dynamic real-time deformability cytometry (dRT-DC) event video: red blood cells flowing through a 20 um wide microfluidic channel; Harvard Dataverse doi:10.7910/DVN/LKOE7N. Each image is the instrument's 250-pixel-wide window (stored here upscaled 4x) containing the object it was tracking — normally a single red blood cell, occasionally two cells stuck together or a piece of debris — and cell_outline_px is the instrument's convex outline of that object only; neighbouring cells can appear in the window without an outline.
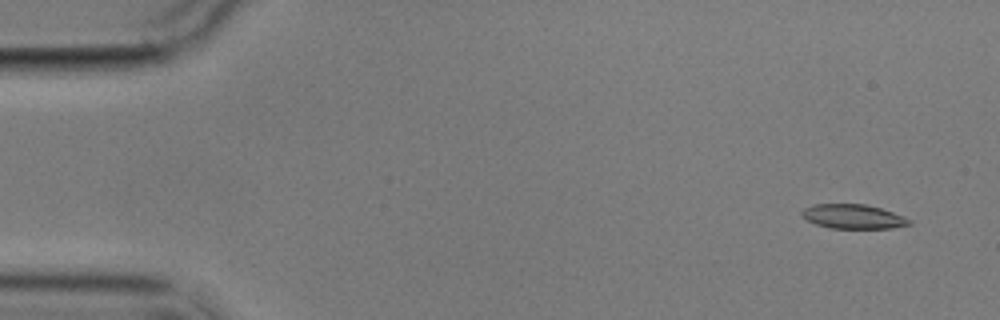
{"species": "common noctule bat (a hibernating species)", "species_latin": "Nyctalus noctula", "temperature_condition": "cold", "stored_images_in_passage": 8, "camera_frame_rate_fps": 3000, "um_per_image_px": 0.085, "animal": {"sex": "male", "body_mass_g": 17.9}, "frame": {"image": 1, "passage_image": 2, "time_ms": 1.0, "image_size_px": [1000, 320], "cell_outline_px": [[912, 224], [892, 228], [832, 228], [816, 224], [808, 220], [800, 212], [804, 208], [812, 204], [864, 204], [880, 208], [904, 216], [912, 220]], "centroid_in_image_um": [72.54, 18.4], "position_along_channel_um": 12.5, "area_um2": 15.14}}
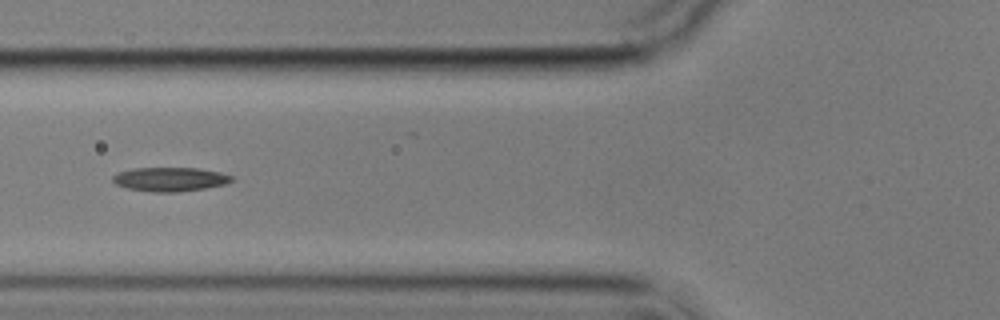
{"frame": {"image": 2, "passage_image": 7, "time_ms": 7.0, "image_size_px": [1000, 320], "cell_outline_px": [[232, 180], [224, 184], [204, 188], [176, 192], [152, 192], [128, 188], [116, 184], [112, 180], [112, 176], [120, 172], [132, 168], [196, 168], [220, 172], [232, 176]], "centroid_in_image_um": [14.42, 15.23], "position_along_channel_um": 111.4, "area_um2": 16.42}}
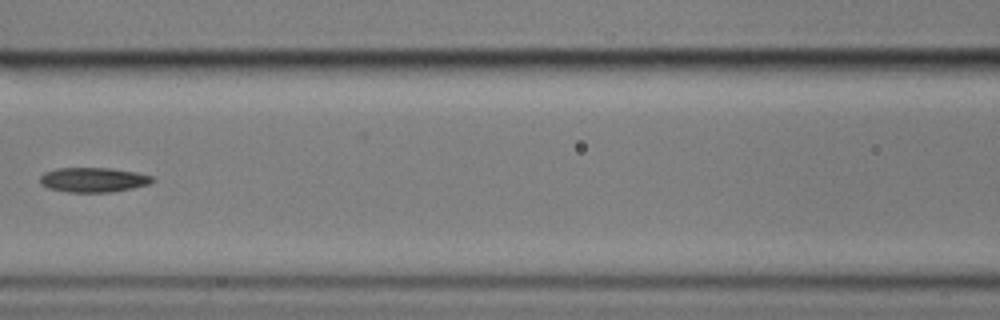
{"frame": {"image": 3, "passage_image": 8, "time_ms": 8.333, "image_size_px": [1000, 320], "cell_outline_px": [[156, 180], [148, 184], [132, 188], [112, 192], [68, 192], [48, 188], [40, 184], [40, 176], [44, 172], [56, 168], [112, 168], [136, 172], [152, 176]], "centroid_in_image_um": [7.92, 15.28], "position_along_channel_um": 158.7, "area_um2": 16.24}}